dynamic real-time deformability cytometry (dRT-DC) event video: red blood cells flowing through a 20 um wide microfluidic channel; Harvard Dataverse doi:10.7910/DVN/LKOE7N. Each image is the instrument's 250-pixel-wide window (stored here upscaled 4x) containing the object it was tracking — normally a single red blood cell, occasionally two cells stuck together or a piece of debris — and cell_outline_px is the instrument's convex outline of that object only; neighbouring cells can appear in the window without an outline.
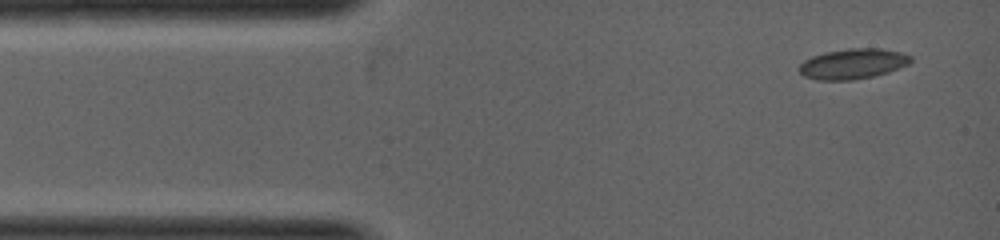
{"species": "common noctule bat (a hibernating species)", "species_latin": "Nyctalus noctula", "temperature_condition": "warm", "stored_images_in_passage": 11, "camera_frame_rate_fps": 5000, "um_per_image_px": 0.085, "animal": {"sex": "female", "body_mass_g": 19.0, "forearm_length_mm": 53.3}, "frame": {"image": 1, "passage_image": 1, "time_ms": 0.0, "image_size_px": [1000, 240], "cell_outline_px": [[912, 60], [908, 64], [888, 72], [872, 76], [852, 80], [816, 80], [804, 76], [800, 72], [800, 64], [804, 60], [812, 56], [824, 52], [848, 48], [880, 48], [900, 52], [912, 56]], "centroid_in_image_um": [72.48, 5.41], "position_along_channel_um": 12.5, "area_um2": 19.65}}
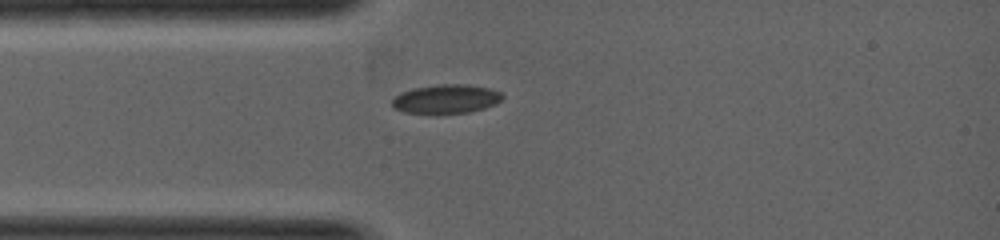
{"frame": {"image": 2, "passage_image": 6, "time_ms": 1.2, "image_size_px": [1000, 240], "cell_outline_px": [[504, 96], [496, 104], [484, 108], [468, 112], [436, 116], [404, 112], [392, 108], [392, 100], [400, 92], [412, 88], [436, 84], [468, 84], [488, 88], [500, 92]], "centroid_in_image_um": [37.86, 8.44], "position_along_channel_um": 47.1, "area_um2": 19.31}}